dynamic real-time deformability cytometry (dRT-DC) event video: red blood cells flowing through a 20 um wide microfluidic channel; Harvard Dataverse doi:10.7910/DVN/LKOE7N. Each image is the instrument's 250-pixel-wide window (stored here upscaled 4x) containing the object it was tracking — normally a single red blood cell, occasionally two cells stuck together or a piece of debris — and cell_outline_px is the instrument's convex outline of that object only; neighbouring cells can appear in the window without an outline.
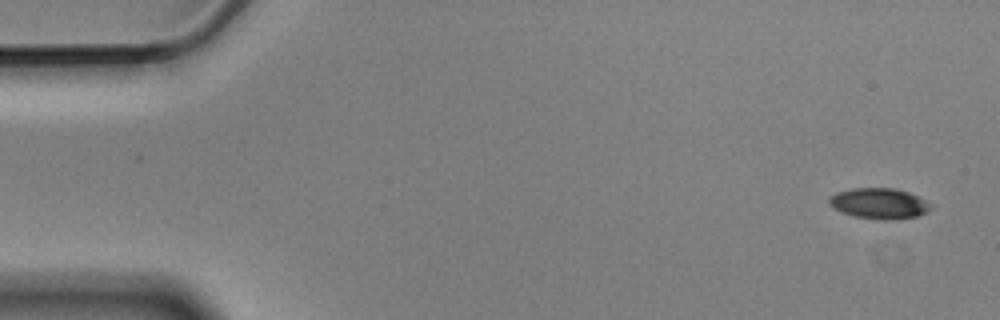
{"species": "Egyptian fruit bat (a non-hibernating species)", "species_latin": "Rousettus aegyptiacus", "temperature_condition": "cold", "stored_images_in_passage": 4, "camera_frame_rate_fps": 3000, "um_per_image_px": 0.085, "animal": {"sex": "male"}, "frame": {"image": 1, "passage_image": 1, "time_ms": 0.0, "image_size_px": [1000, 320], "cell_outline_px": [[932, 208], [928, 212], [916, 216], [896, 220], [880, 220], [852, 216], [840, 212], [832, 208], [828, 204], [828, 196], [836, 192], [852, 188], [896, 188], [908, 192], [932, 204]], "centroid_in_image_um": [74.68, 17.3], "position_along_channel_um": 10.3, "area_um2": 18.55}}